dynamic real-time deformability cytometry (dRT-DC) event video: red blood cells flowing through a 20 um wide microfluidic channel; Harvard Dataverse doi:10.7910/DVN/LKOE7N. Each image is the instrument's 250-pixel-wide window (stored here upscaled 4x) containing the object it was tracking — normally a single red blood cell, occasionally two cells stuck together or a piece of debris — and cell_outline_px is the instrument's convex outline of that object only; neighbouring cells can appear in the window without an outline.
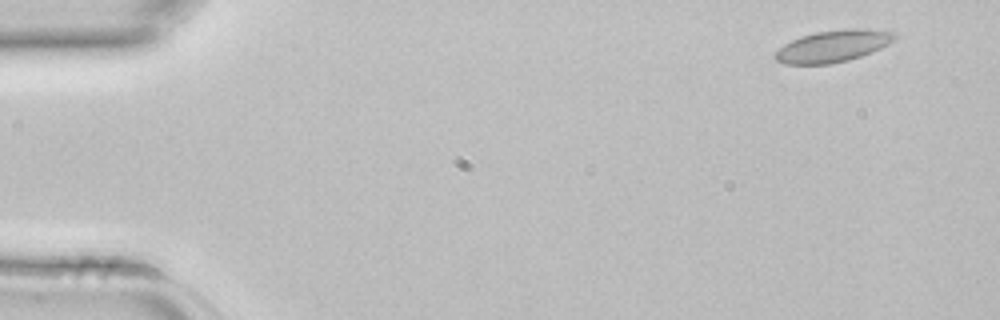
{"species": "common noctule bat (a hibernating species)", "species_latin": "Nyctalus noctula", "temperature_condition": "room temperature", "stored_images_in_passage": 3, "camera_frame_rate_fps": 3000, "um_per_image_px": 0.085, "animal": {"sex": "female", "body_mass_g": 22.7, "forearm_length_mm": 54.2}, "frame": {"image": 1, "passage_image": 1, "time_ms": 0.0, "image_size_px": [1000, 320], "cell_outline_px": [[896, 40], [872, 52], [848, 60], [828, 64], [784, 64], [776, 60], [772, 56], [784, 44], [800, 36], [816, 32], [848, 28], [860, 28], [896, 32]], "centroid_in_image_um": [70.81, 3.91], "position_along_channel_um": 14.2, "area_um2": 22.2}}
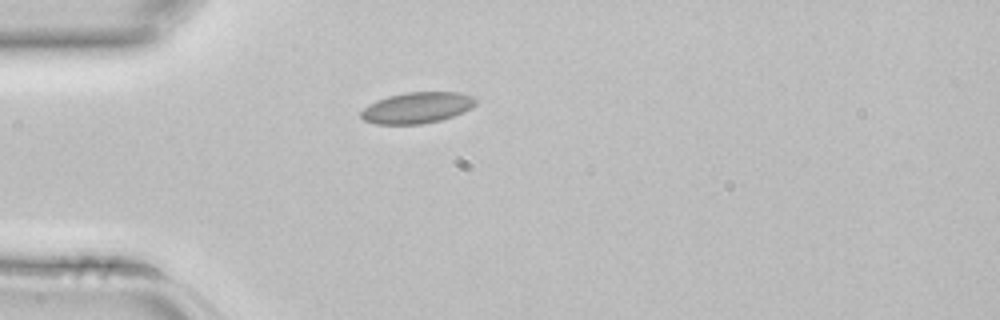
{"frame": {"image": 2, "passage_image": 3, "time_ms": 0.667, "image_size_px": [1000, 320], "cell_outline_px": [[476, 104], [472, 108], [452, 116], [440, 120], [420, 124], [376, 124], [364, 120], [360, 116], [360, 112], [368, 104], [376, 100], [388, 96], [404, 92], [456, 92], [472, 96], [476, 100]], "centroid_in_image_um": [35.42, 9.15], "position_along_channel_um": 49.6, "area_um2": 20.75}}